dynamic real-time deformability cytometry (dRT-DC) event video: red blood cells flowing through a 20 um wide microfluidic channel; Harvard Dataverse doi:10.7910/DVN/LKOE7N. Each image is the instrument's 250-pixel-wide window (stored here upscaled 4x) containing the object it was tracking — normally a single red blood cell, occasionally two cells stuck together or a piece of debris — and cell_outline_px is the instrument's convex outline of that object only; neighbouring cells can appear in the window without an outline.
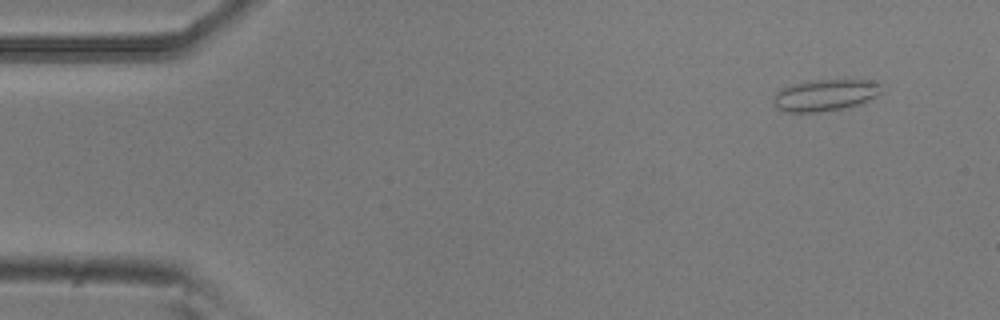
{"species": "common noctule bat (a hibernating species)", "species_latin": "Nyctalus noctula", "temperature_condition": "room temperature", "stored_images_in_passage": 5, "camera_frame_rate_fps": 3000, "um_per_image_px": 0.085, "animal": {"sex": "male", "body_mass_g": 20.5, "forearm_length_mm": 52.5}, "frame": {"image": 1, "passage_image": 2, "time_ms": 0.333, "image_size_px": [1000, 320], "cell_outline_px": [[884, 92], [876, 96], [856, 104], [844, 108], [816, 112], [788, 112], [776, 108], [776, 92], [780, 88], [792, 84], [816, 80], [872, 80], [880, 84]], "centroid_in_image_um": [70.16, 8.07], "position_along_channel_um": 14.8, "area_um2": 19.59}}